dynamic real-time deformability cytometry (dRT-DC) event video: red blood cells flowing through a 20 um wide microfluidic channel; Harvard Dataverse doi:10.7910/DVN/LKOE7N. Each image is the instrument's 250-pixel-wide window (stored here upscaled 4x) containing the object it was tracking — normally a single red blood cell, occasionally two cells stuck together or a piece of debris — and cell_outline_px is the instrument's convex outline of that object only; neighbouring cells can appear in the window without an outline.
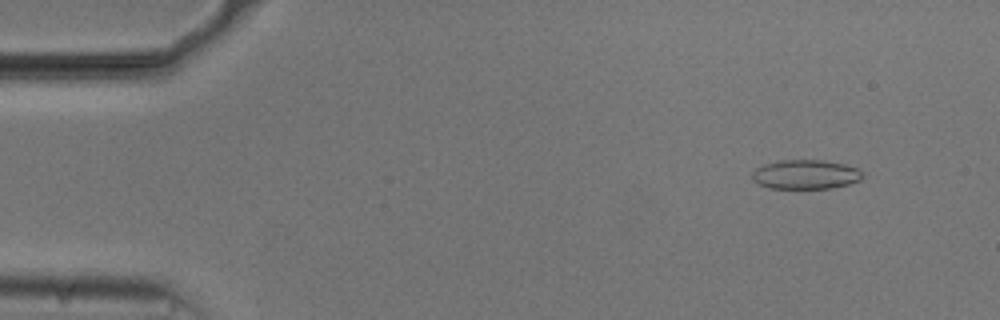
{"species": "common noctule bat (a hibernating species)", "species_latin": "Nyctalus noctula", "temperature_condition": "cold", "stored_images_in_passage": 54, "camera_frame_rate_fps": 3000, "um_per_image_px": 0.085, "animal": {"sex": "male", "body_mass_g": 20.5, "forearm_length_mm": 52.5}, "frame": {"image": 1, "passage_image": 5, "time_ms": 1.333, "image_size_px": [1000, 320], "cell_outline_px": [[864, 176], [860, 180], [848, 184], [832, 188], [768, 188], [756, 184], [752, 180], [752, 172], [756, 168], [764, 164], [780, 160], [824, 160], [844, 164], [856, 168]], "centroid_in_image_um": [68.43, 14.83], "position_along_channel_um": 16.6, "area_um2": 18.9}}
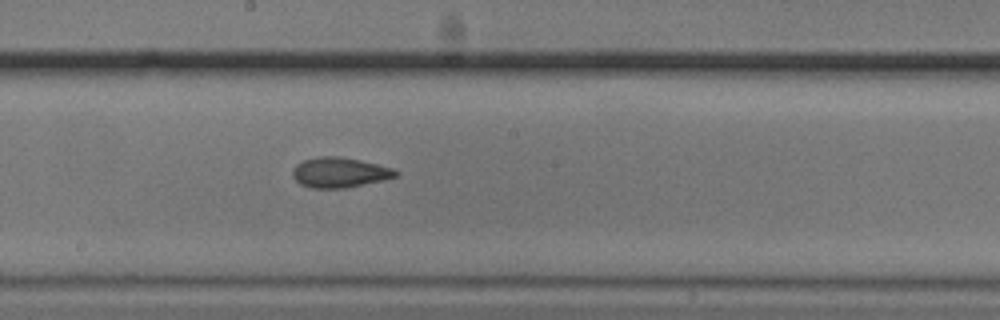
{"frame": {"image": 2, "passage_image": 29, "time_ms": 9.333, "image_size_px": [1000, 320], "cell_outline_px": [[400, 172], [396, 176], [348, 188], [312, 188], [300, 184], [292, 176], [292, 172], [296, 164], [304, 160], [320, 156], [340, 156], [360, 160], [396, 168]], "centroid_in_image_um": [28.87, 14.65], "position_along_channel_um": 219.3, "area_um2": 18.15}}
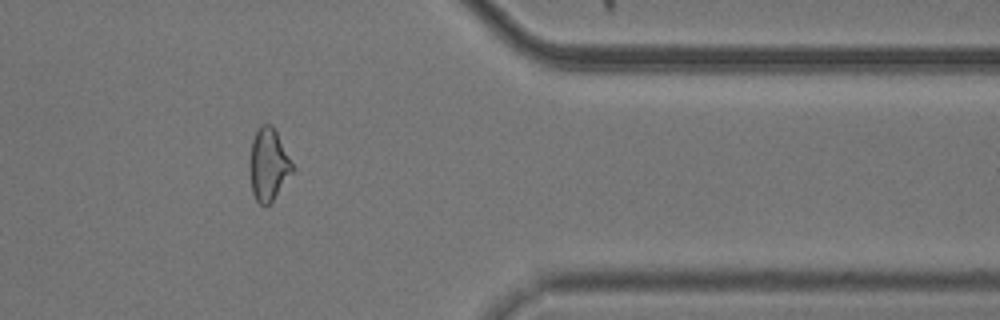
{"frame": {"image": 3, "passage_image": 44, "time_ms": 14.333, "image_size_px": [1000, 320], "cell_outline_px": [[292, 172], [272, 200], [268, 204], [260, 204], [256, 200], [252, 192], [248, 164], [248, 160], [252, 140], [260, 124], [272, 124], [292, 164]], "centroid_in_image_um": [22.76, 13.96], "position_along_channel_um": 388.6, "area_um2": 17.63}, "authors_computed_cell_mechanics": {"area_um2": 18.1492, "velocity_mm_per_s": 3.7359, "shape_relaxation_time_tau1_ms": 4.1146, "shape_relaxation_time_tau2_ms": 1.7913, "deformation_change_tau1": 0.1285, "deformation_change_tau2": 0.087}}